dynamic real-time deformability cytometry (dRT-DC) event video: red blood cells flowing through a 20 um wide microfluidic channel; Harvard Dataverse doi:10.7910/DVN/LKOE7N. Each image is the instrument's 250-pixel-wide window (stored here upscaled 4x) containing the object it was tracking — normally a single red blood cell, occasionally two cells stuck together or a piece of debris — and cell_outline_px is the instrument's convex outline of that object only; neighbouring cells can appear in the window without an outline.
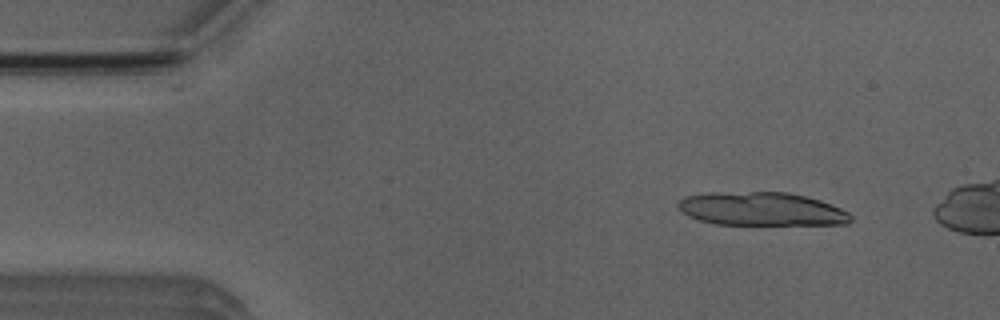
{"species": "Egyptian fruit bat (a non-hibernating species)", "species_latin": "Rousettus aegyptiacus", "temperature_condition": "room temperature", "stored_images_in_passage": 4, "camera_frame_rate_fps": 3000, "um_per_image_px": 0.085, "animal": {"sex": "male"}, "frame": {"image": 1, "passage_image": 2, "time_ms": 1.333, "image_size_px": [1000, 320], "cell_outline_px": [[852, 220], [848, 224], [716, 224], [700, 220], [688, 216], [680, 212], [676, 204], [684, 196], [708, 192], [788, 192], [820, 200], [832, 204], [848, 212], [852, 216]], "centroid_in_image_um": [64.7, 17.75], "position_along_channel_um": 20.3, "area_um2": 33.76}}